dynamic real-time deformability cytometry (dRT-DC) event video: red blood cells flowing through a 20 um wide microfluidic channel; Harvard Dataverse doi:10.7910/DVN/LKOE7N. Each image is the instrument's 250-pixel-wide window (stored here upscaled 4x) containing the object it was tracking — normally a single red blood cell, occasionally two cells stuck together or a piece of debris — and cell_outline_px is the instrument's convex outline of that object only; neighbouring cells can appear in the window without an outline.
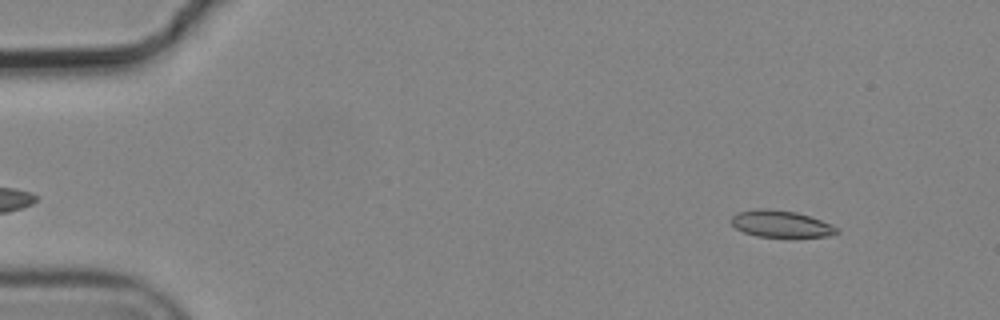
{"species": "common noctule bat (a hibernating species)", "species_latin": "Nyctalus noctula", "temperature_condition": "cold", "stored_images_in_passage": 5, "camera_frame_rate_fps": 3000, "um_per_image_px": 0.085, "animal": {"sex": "male", "body_mass_g": 19.2, "forearm_length_mm": 51.8}, "frame": {"image": 1, "passage_image": 2, "time_ms": 0.333, "image_size_px": [1000, 320], "cell_outline_px": [[840, 232], [828, 236], [792, 240], [756, 236], [744, 232], [736, 228], [732, 224], [732, 216], [736, 212], [760, 208], [764, 208], [796, 212], [832, 224]], "centroid_in_image_um": [66.41, 19.09], "position_along_channel_um": 18.6, "area_um2": 17.17}}
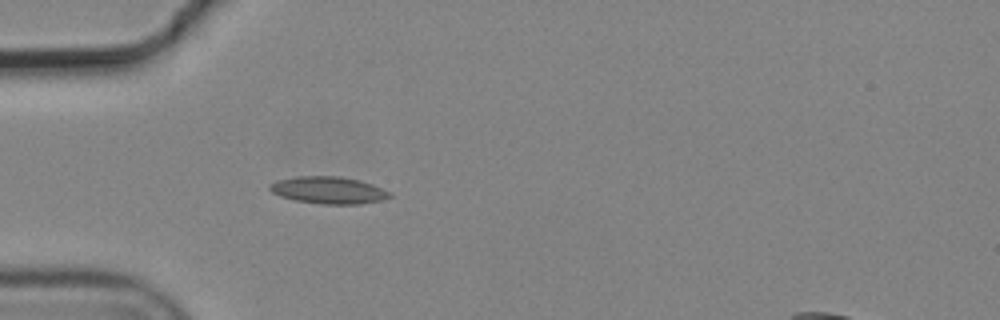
{"frame": {"image": 2, "passage_image": 5, "time_ms": 1.333, "image_size_px": [1000, 320], "cell_outline_px": [[392, 196], [384, 200], [360, 204], [320, 204], [296, 200], [280, 196], [272, 192], [268, 188], [268, 184], [276, 180], [296, 176], [340, 176], [360, 180], [372, 184], [392, 192]], "centroid_in_image_um": [27.94, 16.16], "position_along_channel_um": 57.1, "area_um2": 19.19}}